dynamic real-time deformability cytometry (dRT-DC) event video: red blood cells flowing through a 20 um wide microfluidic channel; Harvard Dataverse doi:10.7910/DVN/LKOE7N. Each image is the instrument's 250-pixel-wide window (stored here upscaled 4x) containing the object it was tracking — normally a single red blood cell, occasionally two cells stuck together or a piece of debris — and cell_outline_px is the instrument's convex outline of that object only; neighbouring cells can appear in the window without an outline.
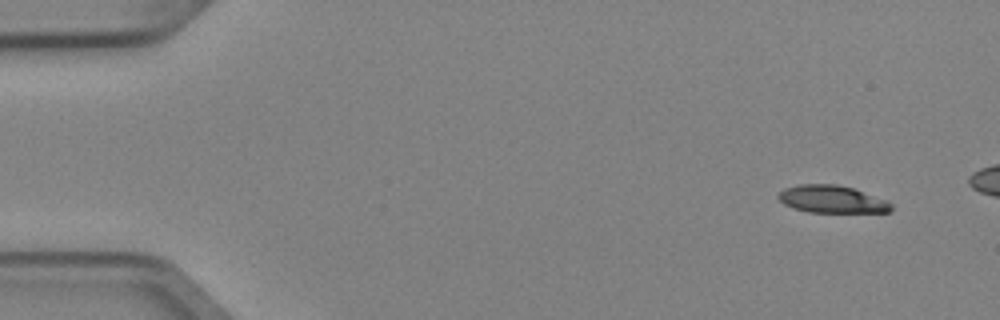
{"species": "Egyptian fruit bat (a non-hibernating species)", "species_latin": "Rousettus aegyptiacus", "temperature_condition": "cold", "stored_images_in_passage": 5, "camera_frame_rate_fps": 3000, "um_per_image_px": 0.085, "animal": {"sex": "female"}, "frame": {"image": 1, "passage_image": 1, "time_ms": 0.0, "image_size_px": [1000, 320], "cell_outline_px": [[892, 212], [808, 212], [792, 208], [784, 204], [776, 196], [784, 188], [800, 184], [836, 184], [852, 188], [888, 200], [892, 204]], "centroid_in_image_um": [70.72, 16.94], "position_along_channel_um": 14.3, "area_um2": 18.15}}